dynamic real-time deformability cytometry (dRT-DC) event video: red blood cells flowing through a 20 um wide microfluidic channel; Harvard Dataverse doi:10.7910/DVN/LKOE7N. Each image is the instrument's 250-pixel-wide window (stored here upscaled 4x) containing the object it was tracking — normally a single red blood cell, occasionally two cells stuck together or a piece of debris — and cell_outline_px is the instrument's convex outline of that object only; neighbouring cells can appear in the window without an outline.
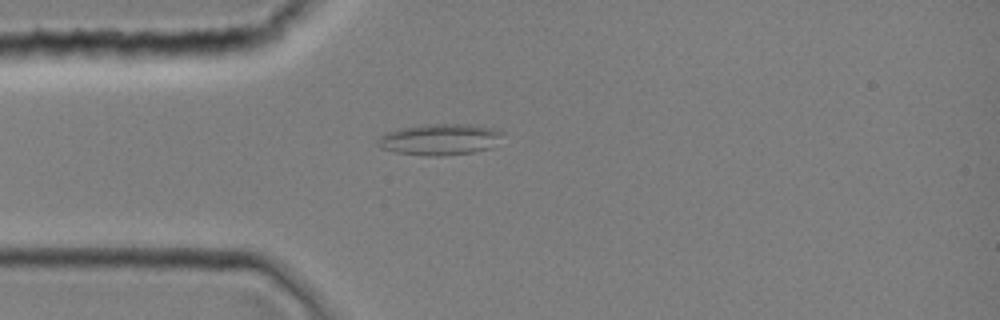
{"species": "common noctule bat (a hibernating species)", "species_latin": "Nyctalus noctula", "temperature_condition": "room temperature", "stored_images_in_passage": 1, "camera_frame_rate_fps": 3000, "um_per_image_px": 0.085, "animal": {"sex": "female", "body_mass_g": 19.0, "forearm_length_mm": 51.5}, "frame": {"image": 1, "passage_image": 1, "time_ms": 0.0, "image_size_px": [1000, 320], "cell_outline_px": [[504, 132], [492, 148], [472, 152], [444, 156], [428, 156], [396, 152], [380, 148], [376, 144], [376, 140], [384, 132], [396, 128], [428, 124], [468, 124], [492, 128]], "centroid_in_image_um": [37.32, 11.85], "position_along_channel_um": 47.7, "area_um2": 22.95}}